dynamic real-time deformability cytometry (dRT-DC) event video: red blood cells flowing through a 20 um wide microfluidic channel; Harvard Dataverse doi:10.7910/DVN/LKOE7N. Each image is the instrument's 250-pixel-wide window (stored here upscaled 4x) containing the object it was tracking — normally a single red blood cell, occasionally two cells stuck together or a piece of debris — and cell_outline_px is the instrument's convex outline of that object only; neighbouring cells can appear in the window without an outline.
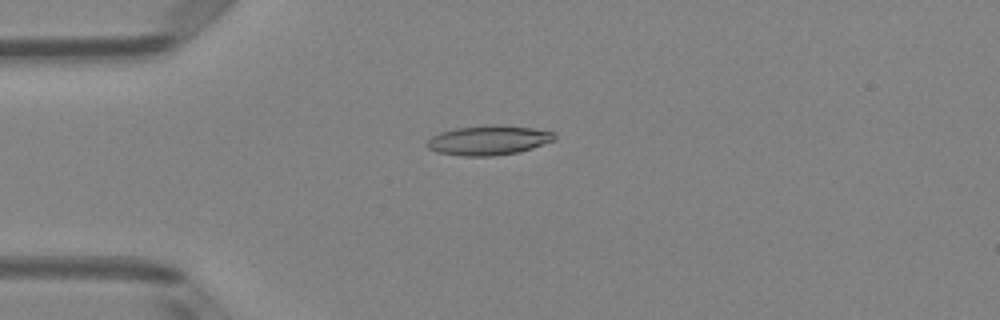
{"species": "Egyptian fruit bat (a non-hibernating species)", "species_latin": "Rousettus aegyptiacus", "temperature_condition": "room temperature", "stored_images_in_passage": 5, "camera_frame_rate_fps": 3000, "um_per_image_px": 0.085, "animal": {"sex": "female"}, "frame": {"image": 1, "passage_image": 3, "time_ms": 0.667, "image_size_px": [1000, 320], "cell_outline_px": [[556, 140], [520, 152], [492, 156], [460, 156], [436, 152], [428, 148], [424, 144], [432, 136], [440, 132], [456, 128], [484, 124], [496, 124], [532, 128], [552, 132], [556, 136]], "centroid_in_image_um": [41.5, 11.92], "position_along_channel_um": 43.5, "area_um2": 22.25}}
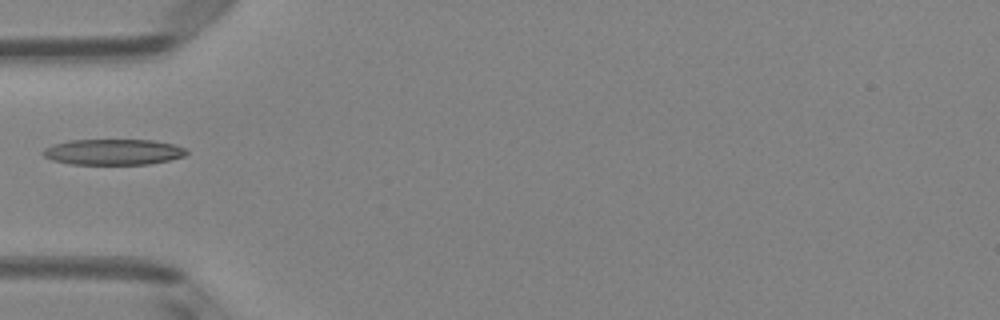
{"frame": {"image": 2, "passage_image": 4, "time_ms": 1.0, "image_size_px": [1000, 320], "cell_outline_px": [[188, 152], [184, 156], [168, 160], [148, 164], [72, 164], [52, 160], [44, 156], [40, 152], [44, 148], [52, 144], [72, 140], [152, 140], [172, 144], [184, 148]], "centroid_in_image_um": [9.58, 12.91], "position_along_channel_um": 75.4, "area_um2": 21.44}}
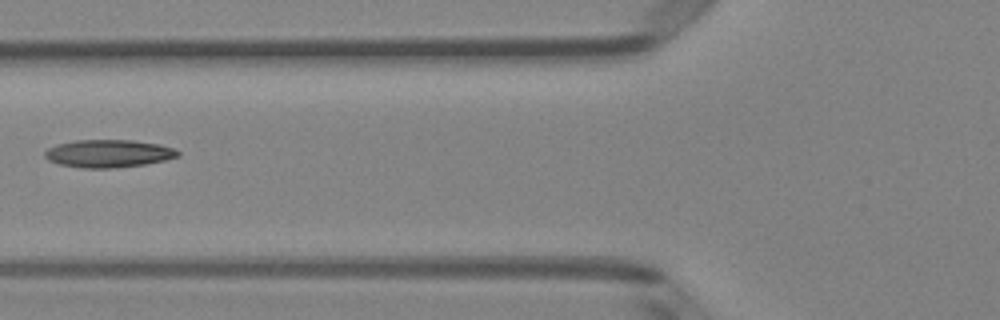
{"frame": {"image": 3, "passage_image": 5, "time_ms": 1.333, "image_size_px": [1000, 320], "cell_outline_px": [[180, 156], [164, 160], [144, 164], [112, 168], [84, 168], [60, 164], [48, 160], [44, 156], [44, 152], [48, 148], [56, 144], [76, 140], [132, 140], [160, 144], [172, 148], [180, 152]], "centroid_in_image_um": [9.21, 13.04], "position_along_channel_um": 116.6, "area_um2": 21.44}}